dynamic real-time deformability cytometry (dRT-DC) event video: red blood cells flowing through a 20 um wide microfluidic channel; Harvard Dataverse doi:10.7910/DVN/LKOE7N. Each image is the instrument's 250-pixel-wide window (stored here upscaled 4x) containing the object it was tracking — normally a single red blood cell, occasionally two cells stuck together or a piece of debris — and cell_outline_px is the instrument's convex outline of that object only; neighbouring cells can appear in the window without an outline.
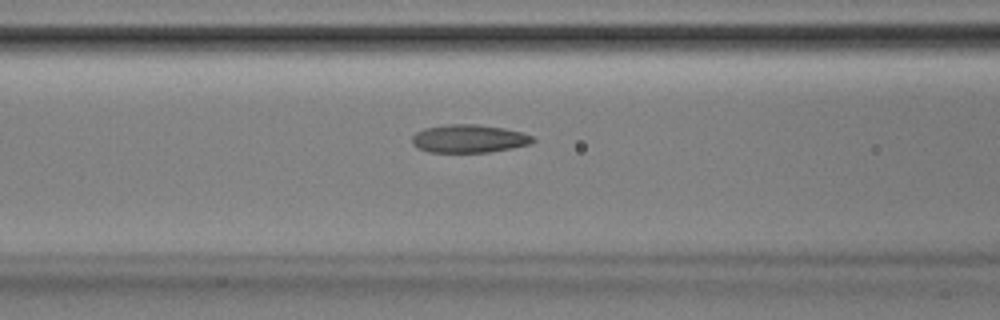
{"species": "Egyptian fruit bat (a non-hibernating species)", "species_latin": "Rousettus aegyptiacus", "temperature_condition": "room temperature", "stored_images_in_passage": 27, "camera_frame_rate_fps": 3000, "um_per_image_px": 0.085, "animal": {"sex": "male"}, "frame": {"image": 1, "passage_image": 5, "time_ms": 1.333, "image_size_px": [1000, 320], "cell_outline_px": [[536, 140], [532, 144], [512, 148], [488, 152], [428, 152], [412, 144], [412, 136], [416, 132], [424, 128], [448, 124], [476, 124], [504, 128], [524, 132], [532, 136]], "centroid_in_image_um": [39.89, 11.78], "position_along_channel_um": 126.7, "area_um2": 19.88}}
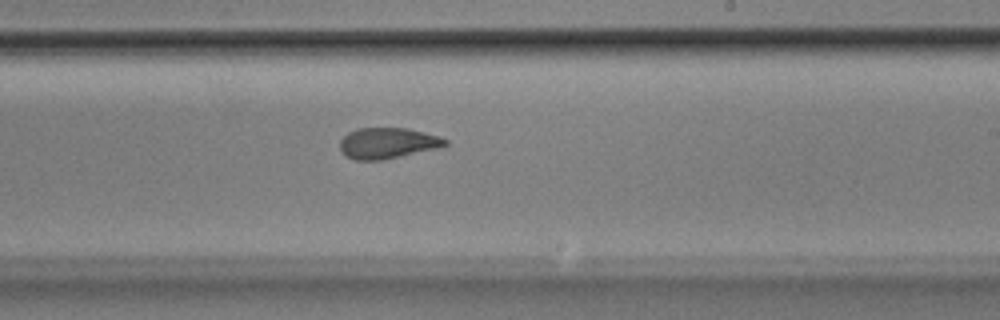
{"frame": {"image": 2, "passage_image": 15, "time_ms": 4.667, "image_size_px": [1000, 320], "cell_outline_px": [[448, 144], [440, 148], [380, 160], [356, 160], [344, 156], [340, 152], [340, 140], [348, 132], [356, 128], [408, 128], [440, 136], [448, 140]], "centroid_in_image_um": [32.94, 12.16], "position_along_channel_um": 256.1, "area_um2": 19.13}}
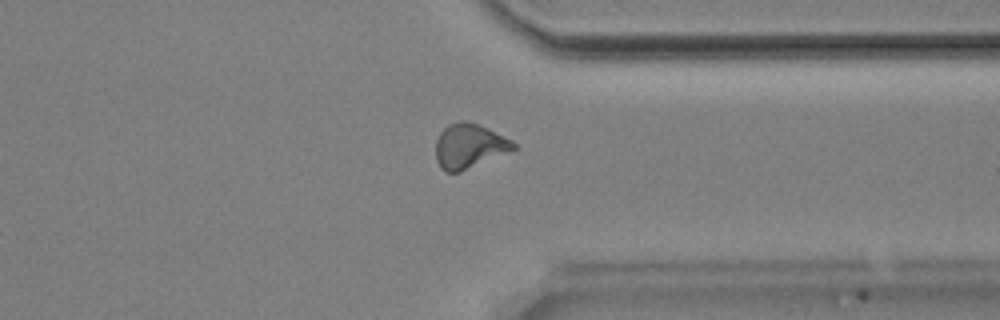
{"frame": {"image": 3, "passage_image": 24, "time_ms": 7.667, "image_size_px": [1000, 320], "cell_outline_px": [[516, 148], [460, 172], [444, 172], [440, 168], [436, 160], [436, 140], [440, 132], [448, 124], [460, 120], [468, 120], [512, 140], [516, 144]], "centroid_in_image_um": [39.83, 12.41], "position_along_channel_um": 371.6, "area_um2": 20.0}}